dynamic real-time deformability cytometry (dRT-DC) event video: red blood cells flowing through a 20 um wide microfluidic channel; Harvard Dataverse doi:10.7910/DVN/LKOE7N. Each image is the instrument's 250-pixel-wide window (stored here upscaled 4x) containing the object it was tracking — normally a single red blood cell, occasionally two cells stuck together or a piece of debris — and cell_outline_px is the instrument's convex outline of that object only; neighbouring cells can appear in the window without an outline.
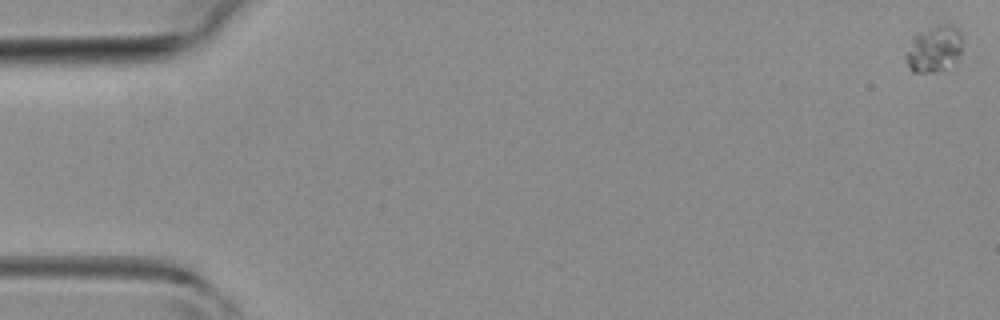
{"species": "common noctule bat (a hibernating species)", "species_latin": "Nyctalus noctula", "temperature_condition": "room temperature", "stored_images_in_passage": 12, "camera_frame_rate_fps": 3000, "um_per_image_px": 0.085, "animal": {"sex": "female", "body_mass_g": 19.3, "forearm_length_mm": 54.1}, "frame": {"image": 1, "passage_image": 1, "time_ms": 0.0, "image_size_px": [1000, 320], "cell_outline_px": [[960, 52], [956, 60], [944, 68], [936, 72], [912, 72], [904, 56], [912, 36], [940, 24], [948, 24], [956, 28], [960, 32]], "centroid_in_image_um": [79.35, 4.16], "position_along_channel_um": 5.7, "area_um2": 14.91}}
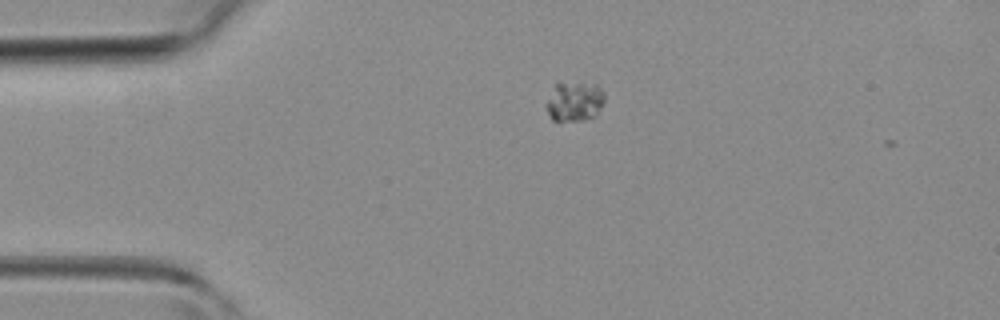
{"frame": {"image": 2, "passage_image": 11, "time_ms": 3.333, "image_size_px": [1000, 320], "cell_outline_px": [[604, 100], [600, 108], [592, 116], [580, 120], [552, 120], [548, 116], [548, 100], [556, 80], [596, 84], [604, 92]], "centroid_in_image_um": [48.82, 8.56], "position_along_channel_um": 36.2, "area_um2": 13.41}}